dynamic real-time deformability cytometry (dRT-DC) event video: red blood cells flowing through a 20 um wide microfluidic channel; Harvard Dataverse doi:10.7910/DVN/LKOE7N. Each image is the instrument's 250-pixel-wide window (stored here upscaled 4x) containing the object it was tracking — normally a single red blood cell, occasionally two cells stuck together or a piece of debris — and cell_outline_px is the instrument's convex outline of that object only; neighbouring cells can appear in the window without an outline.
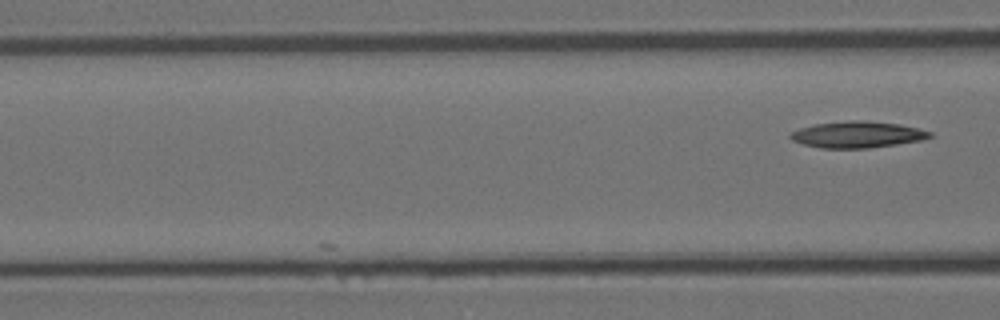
{"species": "Egyptian fruit bat (a non-hibernating species)", "species_latin": "Rousettus aegyptiacus", "temperature_condition": "room temperature", "stored_images_in_passage": 8, "camera_frame_rate_fps": 3000, "um_per_image_px": 0.085, "animal": {"sex": "female"}, "frame": {"image": 1, "passage_image": 8, "time_ms": 2.333, "image_size_px": [1000, 320], "cell_outline_px": [[932, 136], [920, 140], [896, 144], [868, 148], [820, 148], [804, 144], [792, 140], [788, 136], [792, 132], [800, 128], [816, 124], [848, 120], [860, 120], [900, 124], [932, 132]], "centroid_in_image_um": [72.85, 11.43], "position_along_channel_um": 93.7, "area_um2": 21.21}}